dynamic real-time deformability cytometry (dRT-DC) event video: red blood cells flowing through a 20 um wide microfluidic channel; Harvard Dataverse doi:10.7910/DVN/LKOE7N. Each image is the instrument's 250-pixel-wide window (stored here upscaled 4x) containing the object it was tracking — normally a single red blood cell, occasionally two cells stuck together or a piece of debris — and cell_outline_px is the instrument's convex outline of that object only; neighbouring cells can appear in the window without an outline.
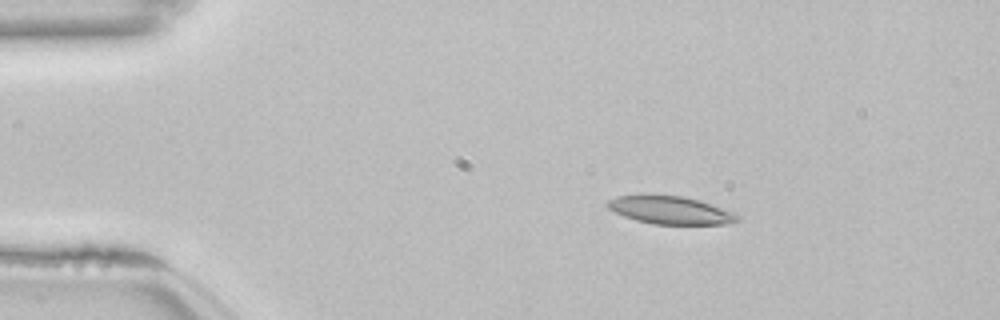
{"species": "common noctule bat (a hibernating species)", "species_latin": "Nyctalus noctula", "temperature_condition": "room temperature", "stored_images_in_passage": 45, "camera_frame_rate_fps": 3000, "um_per_image_px": 0.085, "animal": {"sex": "female", "body_mass_g": 22.7, "forearm_length_mm": 54.2}, "frame": {"image": 1, "passage_image": 1, "time_ms": 0.0, "image_size_px": [1000, 320], "cell_outline_px": [[740, 220], [728, 224], [652, 224], [636, 220], [624, 216], [608, 208], [604, 204], [608, 200], [616, 196], [644, 192], [680, 196], [700, 200], [732, 212], [740, 216]], "centroid_in_image_um": [56.9, 17.82], "position_along_channel_um": 28.1, "area_um2": 21.68}}
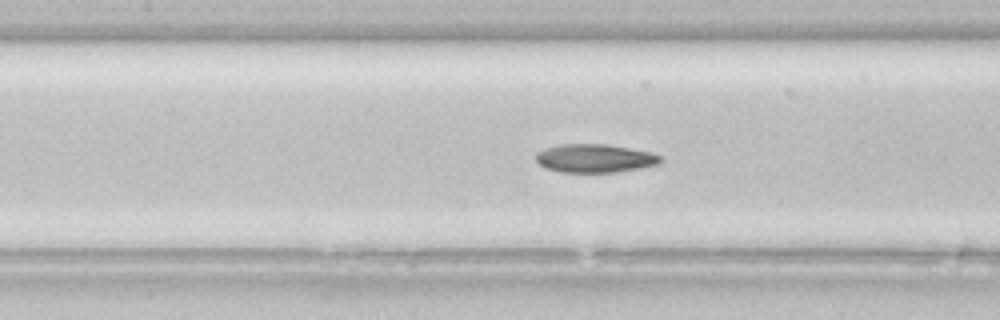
{"frame": {"image": 2, "passage_image": 16, "time_ms": 5.0, "image_size_px": [1000, 320], "cell_outline_px": [[664, 160], [660, 164], [640, 168], [616, 172], [560, 172], [544, 168], [536, 160], [536, 152], [548, 148], [564, 144], [604, 144], [628, 148], [648, 152], [660, 156]], "centroid_in_image_um": [50.56, 13.47], "position_along_channel_um": 156.8, "area_um2": 20.46}}
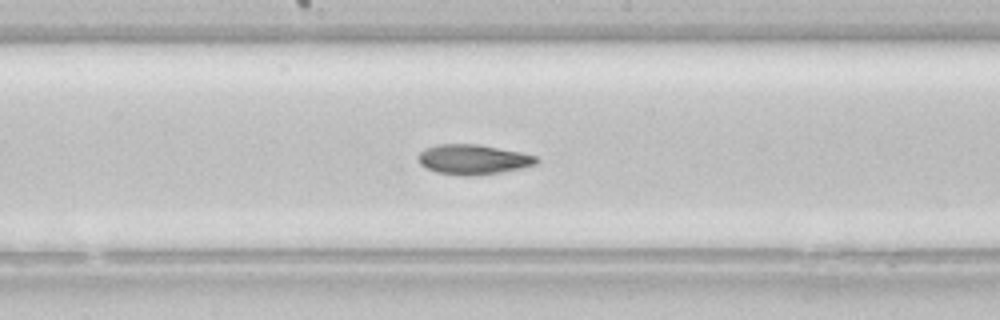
{"frame": {"image": 3, "passage_image": 20, "time_ms": 6.333, "image_size_px": [1000, 320], "cell_outline_px": [[540, 160], [536, 164], [520, 168], [500, 172], [472, 176], [468, 176], [436, 172], [420, 164], [416, 156], [424, 148], [436, 144], [476, 144], [520, 152], [536, 156]], "centroid_in_image_um": [40.18, 13.54], "position_along_channel_um": 208.0, "area_um2": 20.52}, "authors_computed_cell_mechanics": {"area_um2": 21.097, "velocity_mm_per_s": 3.8463, "shape_relaxation_time_tau1_ms": null, "shape_relaxation_time_tau2_ms": 3.5066, "deformation_change_tau1": null, "deformation_change_tau2": 0.0977}}